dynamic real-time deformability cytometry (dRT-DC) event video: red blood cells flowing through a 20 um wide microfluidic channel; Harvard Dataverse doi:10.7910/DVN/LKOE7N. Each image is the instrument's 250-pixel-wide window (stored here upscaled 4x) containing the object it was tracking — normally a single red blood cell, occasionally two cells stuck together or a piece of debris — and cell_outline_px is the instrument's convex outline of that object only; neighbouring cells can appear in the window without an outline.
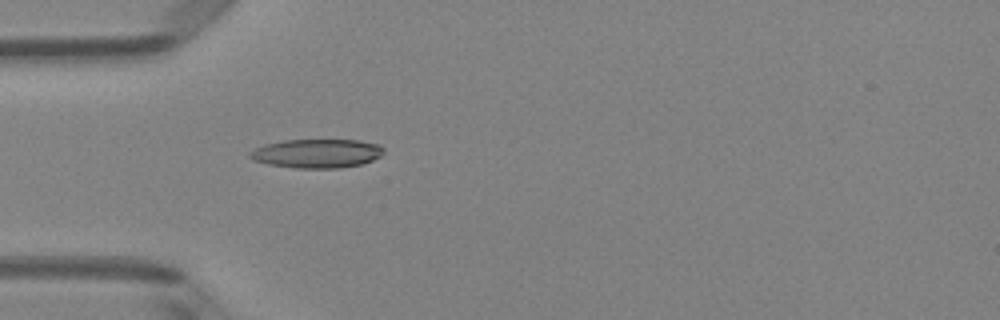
{"species": "Egyptian fruit bat (a non-hibernating species)", "species_latin": "Rousettus aegyptiacus", "temperature_condition": "room temperature", "stored_images_in_passage": 36, "camera_frame_rate_fps": 3000, "um_per_image_px": 0.085, "animal": {"sex": "female"}, "frame": {"image": 1, "passage_image": 1, "time_ms": 0.0, "image_size_px": [1000, 320], "cell_outline_px": [[384, 152], [380, 156], [372, 160], [360, 164], [340, 168], [296, 168], [268, 164], [252, 160], [248, 156], [248, 152], [264, 144], [284, 140], [360, 140], [380, 144], [384, 148]], "centroid_in_image_um": [26.92, 13.04], "position_along_channel_um": 58.1, "area_um2": 22.66}}
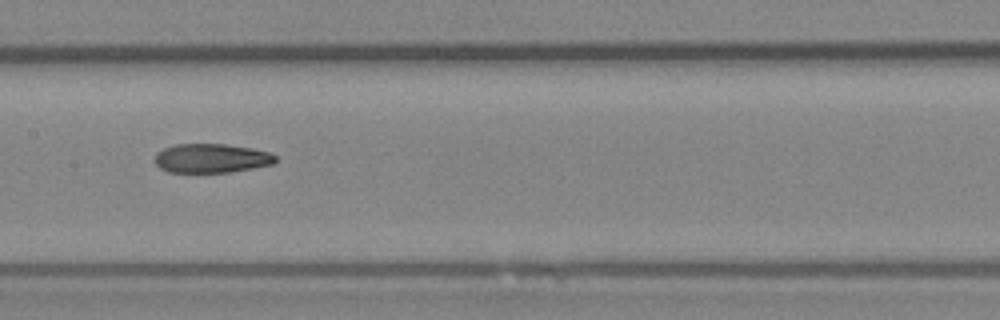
{"frame": {"image": 2, "passage_image": 11, "time_ms": 3.333, "image_size_px": [1000, 320], "cell_outline_px": [[276, 160], [272, 164], [252, 168], [228, 172], [168, 172], [160, 168], [156, 164], [156, 152], [164, 148], [176, 144], [224, 144], [252, 148], [268, 152], [276, 156]], "centroid_in_image_um": [17.95, 13.45], "position_along_channel_um": 189.4, "area_um2": 20.29}}
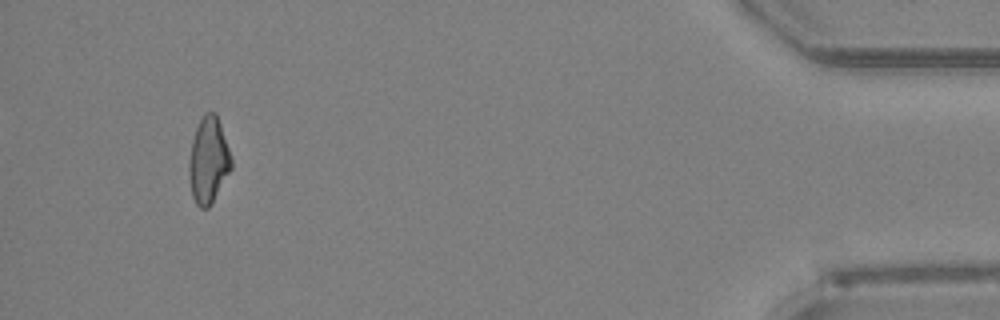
{"frame": {"image": 3, "passage_image": 33, "time_ms": 10.667, "image_size_px": [1000, 320], "cell_outline_px": [[232, 168], [212, 204], [208, 208], [200, 208], [196, 204], [192, 196], [188, 172], [188, 164], [192, 140], [196, 128], [204, 112], [216, 112], [232, 160]], "centroid_in_image_um": [17.71, 13.66], "position_along_channel_um": 417.5, "area_um2": 21.27}, "authors_computed_cell_mechanics": {"area_um2": 21.4438, "velocity_mm_per_s": 4.0678, "shape_relaxation_time_tau1_ms": null, "shape_relaxation_time_tau2_ms": 3.2827, "deformation_change_tau1": null, "deformation_change_tau2": 0.108}}